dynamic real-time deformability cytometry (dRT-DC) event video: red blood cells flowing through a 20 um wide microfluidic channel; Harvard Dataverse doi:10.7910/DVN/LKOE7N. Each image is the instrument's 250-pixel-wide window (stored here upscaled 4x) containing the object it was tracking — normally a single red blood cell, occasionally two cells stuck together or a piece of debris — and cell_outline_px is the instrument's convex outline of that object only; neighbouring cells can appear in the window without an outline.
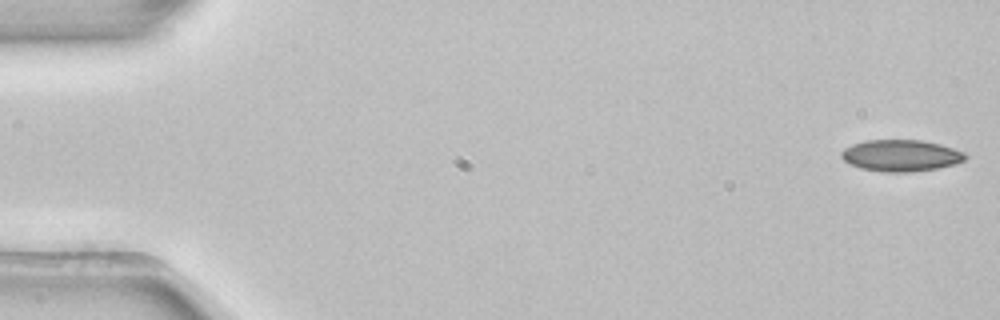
{"species": "common noctule bat (a hibernating species)", "species_latin": "Nyctalus noctula", "temperature_condition": "room temperature", "stored_images_in_passage": 4, "camera_frame_rate_fps": 3000, "um_per_image_px": 0.085, "animal": {"sex": "female", "body_mass_g": 22.7, "forearm_length_mm": 54.2}, "frame": {"image": 1, "passage_image": 1, "time_ms": 0.0, "image_size_px": [1000, 320], "cell_outline_px": [[968, 156], [964, 160], [956, 164], [940, 168], [912, 172], [888, 172], [860, 168], [848, 164], [840, 156], [840, 152], [844, 148], [852, 144], [864, 140], [920, 140], [940, 144], [964, 152]], "centroid_in_image_um": [76.57, 13.22], "position_along_channel_um": 8.4, "area_um2": 23.0}}
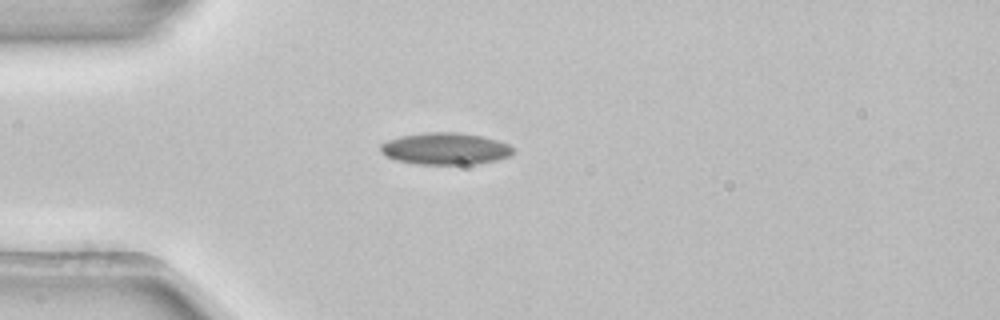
{"frame": {"image": 2, "passage_image": 4, "time_ms": 1.0, "image_size_px": [1000, 320], "cell_outline_px": [[516, 152], [508, 156], [496, 160], [476, 164], [416, 164], [396, 160], [384, 156], [380, 152], [380, 144], [388, 140], [400, 136], [428, 132], [456, 132], [480, 136], [496, 140], [508, 144]], "centroid_in_image_um": [37.81, 12.64], "position_along_channel_um": 47.2, "area_um2": 24.62}}